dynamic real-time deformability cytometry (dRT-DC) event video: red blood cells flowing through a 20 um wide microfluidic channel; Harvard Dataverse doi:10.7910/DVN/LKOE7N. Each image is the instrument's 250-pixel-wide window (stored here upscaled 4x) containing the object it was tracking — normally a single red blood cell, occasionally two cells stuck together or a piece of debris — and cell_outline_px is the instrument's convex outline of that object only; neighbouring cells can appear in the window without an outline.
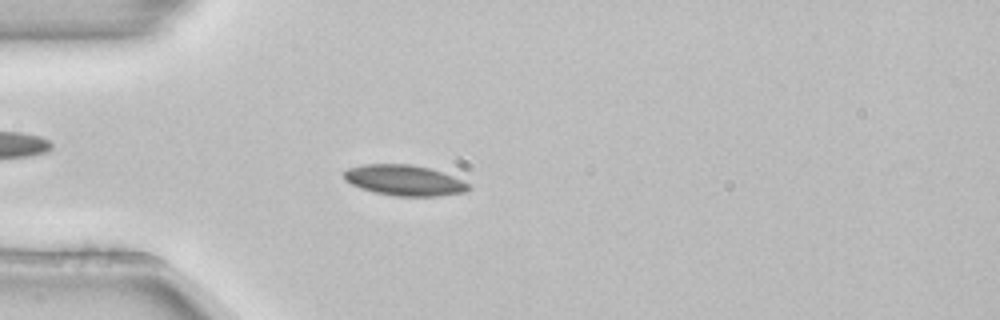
{"species": "common noctule bat (a hibernating species)", "species_latin": "Nyctalus noctula", "temperature_condition": "room temperature", "stored_images_in_passage": 3, "camera_frame_rate_fps": 3000, "um_per_image_px": 0.085, "animal": {"sex": "female", "body_mass_g": 22.7, "forearm_length_mm": 54.2}, "frame": {"image": 1, "passage_image": 3, "time_ms": 0.667, "image_size_px": [1000, 320], "cell_outline_px": [[472, 188], [468, 192], [440, 196], [396, 196], [376, 192], [360, 188], [344, 180], [344, 172], [348, 168], [360, 164], [408, 164], [428, 168], [452, 176], [468, 184]], "centroid_in_image_um": [34.36, 15.33], "position_along_channel_um": 50.6, "area_um2": 22.14}}